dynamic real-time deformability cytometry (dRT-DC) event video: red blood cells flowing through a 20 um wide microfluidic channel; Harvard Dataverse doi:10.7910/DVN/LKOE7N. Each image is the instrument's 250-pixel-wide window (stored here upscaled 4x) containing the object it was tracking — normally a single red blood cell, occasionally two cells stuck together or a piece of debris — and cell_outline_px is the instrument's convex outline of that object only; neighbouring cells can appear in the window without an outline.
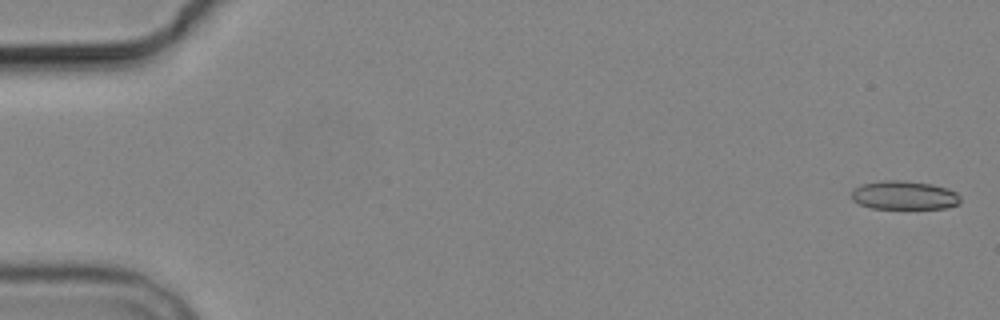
{"species": "common noctule bat (a hibernating species)", "species_latin": "Nyctalus noctula", "temperature_condition": "cold", "stored_images_in_passage": 5, "camera_frame_rate_fps": 3000, "um_per_image_px": 0.085, "animal": {"sex": "male", "body_mass_g": 19.2, "forearm_length_mm": 51.8}, "frame": {"image": 1, "passage_image": 1, "time_ms": 0.0, "image_size_px": [1000, 320], "cell_outline_px": [[960, 204], [944, 208], [872, 208], [860, 204], [852, 200], [852, 188], [860, 184], [880, 180], [904, 180], [932, 184], [948, 188], [956, 192], [960, 196]], "centroid_in_image_um": [76.84, 16.58], "position_along_channel_um": 8.2, "area_um2": 18.38}}
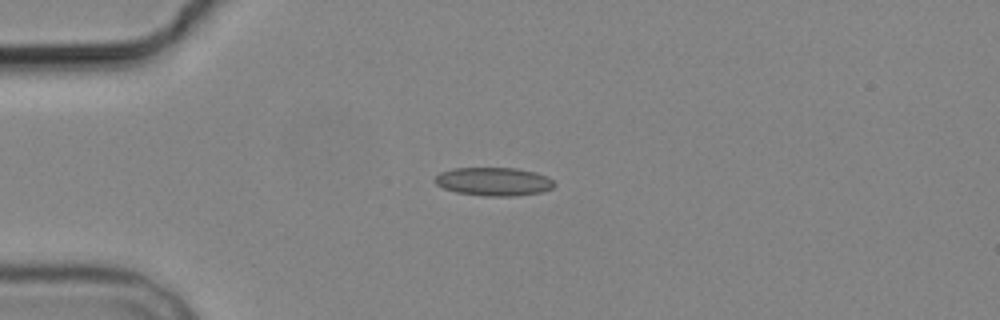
{"frame": {"image": 2, "passage_image": 4, "time_ms": 4.333, "image_size_px": [1000, 320], "cell_outline_px": [[556, 184], [552, 188], [544, 192], [512, 196], [484, 196], [456, 192], [444, 188], [436, 184], [436, 176], [440, 172], [452, 168], [516, 168], [536, 172], [548, 176]], "centroid_in_image_um": [42.0, 15.43], "position_along_channel_um": 43.0, "area_um2": 19.83}}